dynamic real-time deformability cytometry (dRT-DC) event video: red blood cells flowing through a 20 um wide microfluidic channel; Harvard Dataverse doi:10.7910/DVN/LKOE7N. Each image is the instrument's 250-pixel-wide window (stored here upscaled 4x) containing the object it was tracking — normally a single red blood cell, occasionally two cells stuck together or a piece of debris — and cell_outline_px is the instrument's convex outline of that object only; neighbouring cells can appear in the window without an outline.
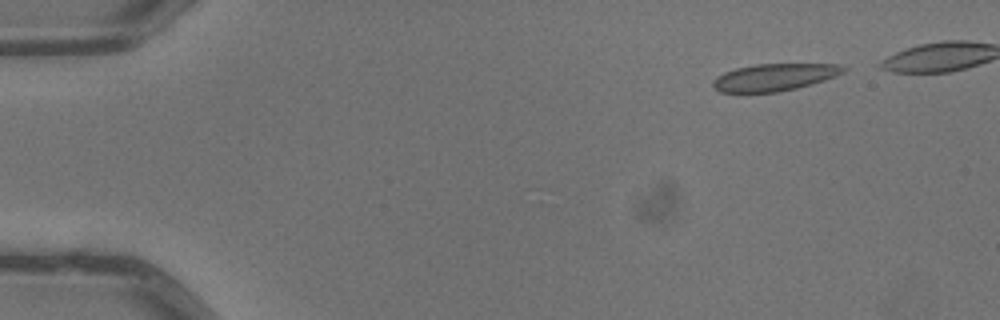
{"species": "common noctule bat (a hibernating species)", "species_latin": "Nyctalus noctula", "temperature_condition": "warm", "stored_images_in_passage": 7, "segment_of_instrument_passage": [1, 2], "camera_frame_rate_fps": 3000, "um_per_image_px": 0.085, "animal": {"sex": "male", "body_mass_g": 13.3}, "frame": {"image": 1, "passage_image": 2, "time_ms": 0.333, "image_size_px": [1000, 320], "cell_outline_px": [[848, 68], [844, 72], [836, 76], [812, 84], [796, 88], [776, 92], [720, 92], [712, 88], [712, 80], [716, 76], [724, 72], [736, 68], [756, 64], [840, 64]], "centroid_in_image_um": [65.81, 6.56], "position_along_channel_um": 19.2, "area_um2": 20.75}}
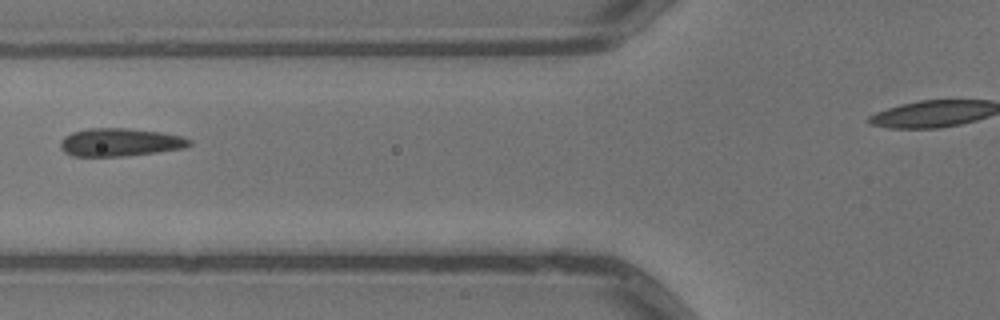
{"frame": {"image": 2, "passage_image": 6, "time_ms": 1.667, "image_size_px": [1000, 320], "cell_outline_px": [[192, 144], [184, 148], [156, 152], [124, 156], [72, 156], [64, 152], [60, 148], [60, 140], [64, 136], [72, 132], [88, 128], [124, 128], [160, 132], [184, 136], [192, 140]], "centroid_in_image_um": [10.19, 12.09], "position_along_channel_um": 115.6, "area_um2": 21.15}}